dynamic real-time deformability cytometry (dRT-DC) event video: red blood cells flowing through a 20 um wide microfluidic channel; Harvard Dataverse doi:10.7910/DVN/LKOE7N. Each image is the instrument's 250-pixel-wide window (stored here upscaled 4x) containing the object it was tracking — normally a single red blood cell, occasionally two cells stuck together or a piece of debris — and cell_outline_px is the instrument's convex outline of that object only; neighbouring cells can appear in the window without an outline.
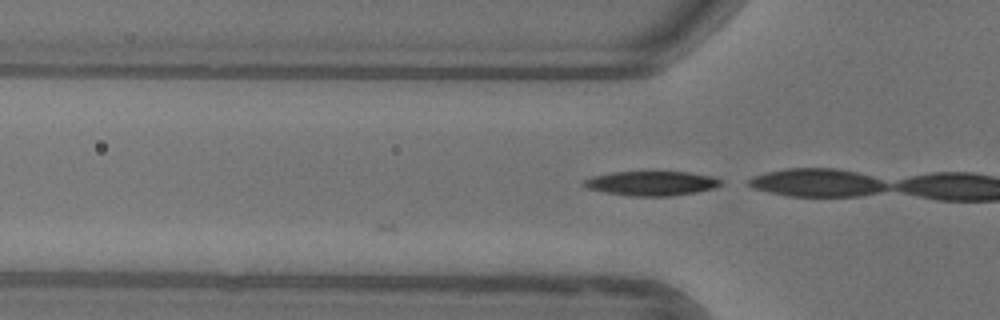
{"species": "common noctule bat (a hibernating species)", "species_latin": "Nyctalus noctula", "temperature_condition": "warm", "stored_images_in_passage": 2, "camera_frame_rate_fps": 3000, "um_per_image_px": 0.085, "animal": {"sex": "female"}, "frame": {"image": 1, "passage_image": 2, "time_ms": 0.333, "image_size_px": [1000, 320], "cell_outline_px": [[724, 180], [716, 188], [696, 192], [672, 196], [628, 196], [604, 192], [588, 188], [580, 184], [584, 180], [592, 176], [612, 172], [688, 172], [712, 176]], "centroid_in_image_um": [55.38, 15.58], "position_along_channel_um": 70.4, "area_um2": 19.65}}